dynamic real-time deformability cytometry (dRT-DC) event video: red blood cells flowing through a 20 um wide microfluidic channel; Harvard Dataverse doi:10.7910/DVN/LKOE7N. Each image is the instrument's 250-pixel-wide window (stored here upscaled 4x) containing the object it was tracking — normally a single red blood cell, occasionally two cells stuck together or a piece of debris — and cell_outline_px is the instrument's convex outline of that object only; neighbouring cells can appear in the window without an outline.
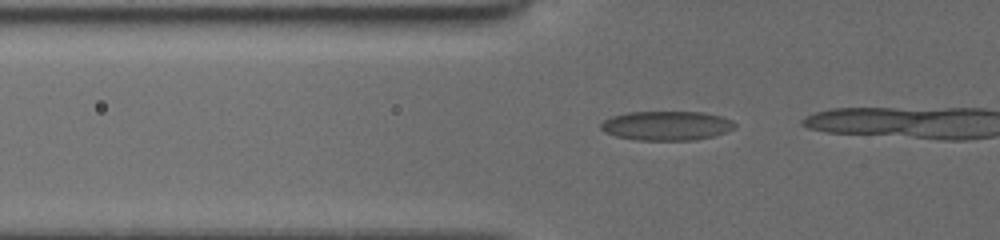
{"species": "common noctule bat (a hibernating species)", "species_latin": "Nyctalus noctula", "temperature_condition": "cold", "stored_images_in_passage": 8, "camera_frame_rate_fps": 3000, "um_per_image_px": 0.085, "animal": {"sex": "female", "body_mass_g": 19.5, "forearm_length_mm": 54.1}, "frame": {"image": 1, "passage_image": 3, "time_ms": 0.333, "image_size_px": [1000, 240], "cell_outline_px": [[736, 128], [712, 136], [692, 140], [640, 140], [616, 136], [604, 132], [600, 128], [600, 124], [604, 120], [612, 116], [628, 112], [704, 112], [720, 116], [732, 120], [736, 124]], "centroid_in_image_um": [56.65, 10.68], "position_along_channel_um": 69.2, "area_um2": 22.77}}
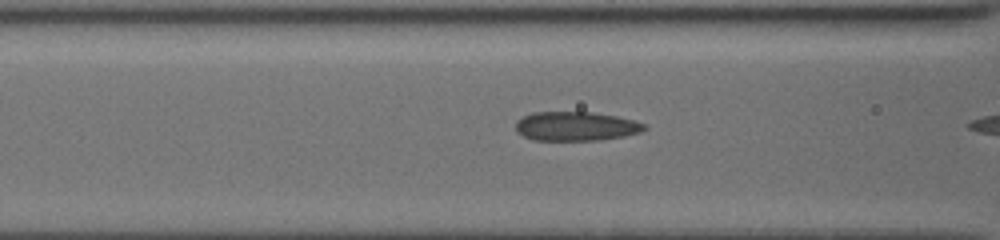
{"frame": {"image": 2, "passage_image": 7, "time_ms": 1.667, "image_size_px": [1000, 240], "cell_outline_px": [[648, 128], [640, 132], [624, 136], [600, 140], [532, 140], [516, 132], [516, 120], [532, 112], [592, 112], [616, 116], [632, 120], [644, 124]], "centroid_in_image_um": [48.92, 10.73], "position_along_channel_um": 117.7, "area_um2": 21.85}}